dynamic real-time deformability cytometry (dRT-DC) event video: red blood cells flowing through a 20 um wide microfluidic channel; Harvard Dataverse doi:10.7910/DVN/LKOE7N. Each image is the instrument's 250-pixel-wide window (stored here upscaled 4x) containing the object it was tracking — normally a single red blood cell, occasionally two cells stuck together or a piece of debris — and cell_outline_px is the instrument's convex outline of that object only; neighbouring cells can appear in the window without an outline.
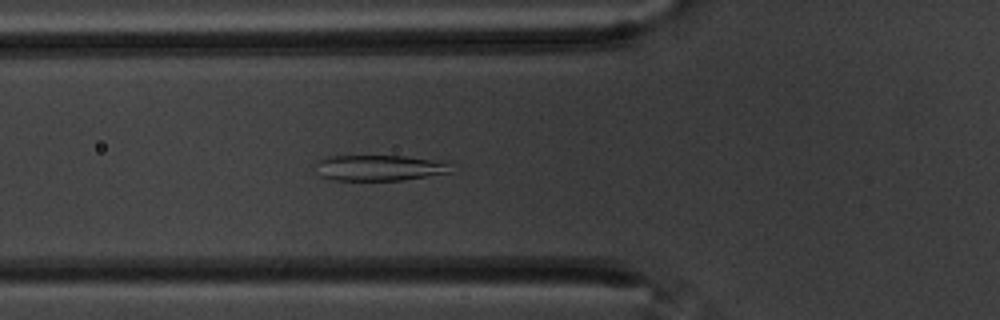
{"species": "common noctule bat (a hibernating species)", "species_latin": "Nyctalus noctula", "temperature_condition": "warm", "stored_images_in_passage": 57, "camera_frame_rate_fps": 3000, "um_per_image_px": 0.085, "animal": {"sex": "male", "body_mass_g": 20.1, "forearm_length_mm": 53.5}, "frame": {"image": 1, "passage_image": 20, "time_ms": 6.333, "image_size_px": [1000, 320], "cell_outline_px": [[452, 172], [400, 180], [332, 180], [320, 176], [312, 164], [328, 156], [404, 156], [428, 160], [448, 164]], "centroid_in_image_um": [32.1, 14.27], "position_along_channel_um": 93.7, "area_um2": 20.0}}
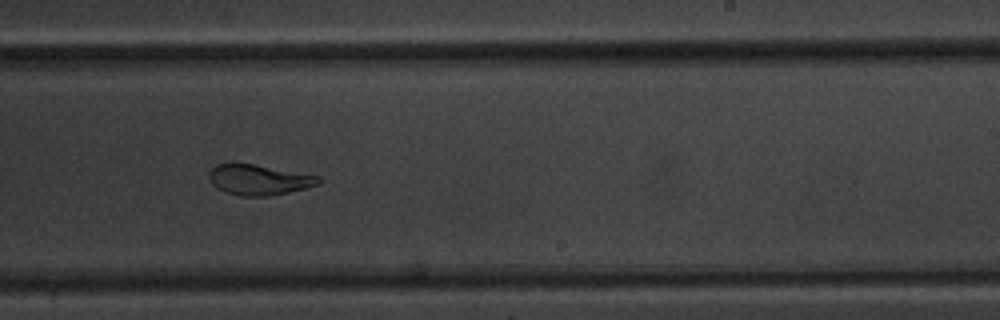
{"frame": {"image": 2, "passage_image": 35, "time_ms": 11.333, "image_size_px": [1000, 320], "cell_outline_px": [[324, 180], [320, 184], [288, 192], [268, 196], [240, 196], [216, 188], [212, 184], [208, 176], [208, 172], [216, 164], [252, 164], [320, 176]], "centroid_in_image_um": [22.02, 15.29], "position_along_channel_um": 267.0, "area_um2": 19.25}}
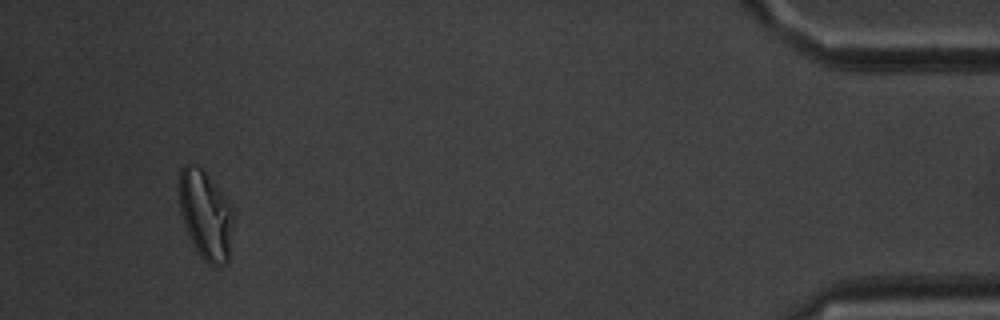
{"frame": {"image": 3, "passage_image": 54, "time_ms": 17.667, "image_size_px": [1000, 320], "cell_outline_px": [[232, 228], [228, 264], [220, 268], [212, 268], [196, 252], [188, 236], [180, 212], [176, 184], [180, 168], [184, 164], [196, 164], [208, 176], [228, 200], [232, 208]], "centroid_in_image_um": [17.43, 18.3], "position_along_channel_um": 417.8, "area_um2": 28.9}, "authors_computed_cell_mechanics": {"area_um2": 24.3338, "velocity_mm_per_s": 3.461, "shape_relaxation_time_tau1_ms": 5.5488, "shape_relaxation_time_tau2_ms": 1.6052, "deformation_change_tau1": 0.1807, "deformation_change_tau2": 0.0493}}